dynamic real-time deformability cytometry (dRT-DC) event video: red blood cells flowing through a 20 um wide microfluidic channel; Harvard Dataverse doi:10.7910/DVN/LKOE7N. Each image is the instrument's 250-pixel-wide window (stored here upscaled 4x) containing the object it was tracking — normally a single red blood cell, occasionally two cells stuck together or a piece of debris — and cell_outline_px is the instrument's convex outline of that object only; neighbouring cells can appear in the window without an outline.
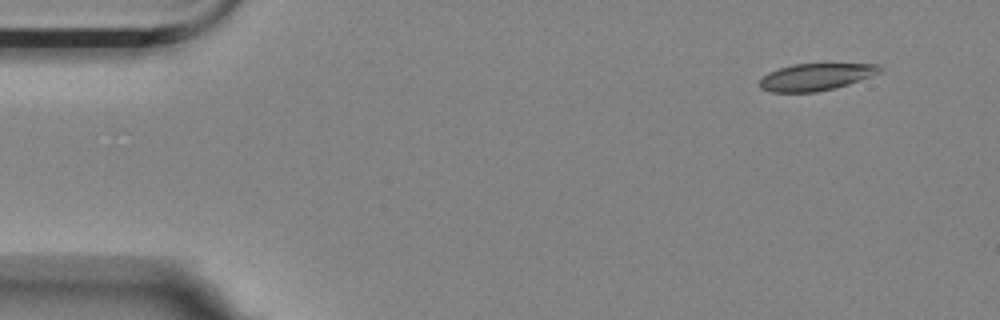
{"species": "Egyptian fruit bat (a non-hibernating species)", "species_latin": "Rousettus aegyptiacus", "temperature_condition": "room temperature", "stored_images_in_passage": 12, "camera_frame_rate_fps": 3000, "um_per_image_px": 0.085, "animal": {"sex": "female"}, "frame": {"image": 1, "passage_image": 1, "time_ms": 0.0, "image_size_px": [1000, 320], "cell_outline_px": [[884, 68], [880, 72], [848, 84], [816, 92], [768, 92], [760, 88], [760, 80], [768, 72], [792, 64], [880, 64]], "centroid_in_image_um": [69.33, 6.53], "position_along_channel_um": 15.7, "area_um2": 18.73}}
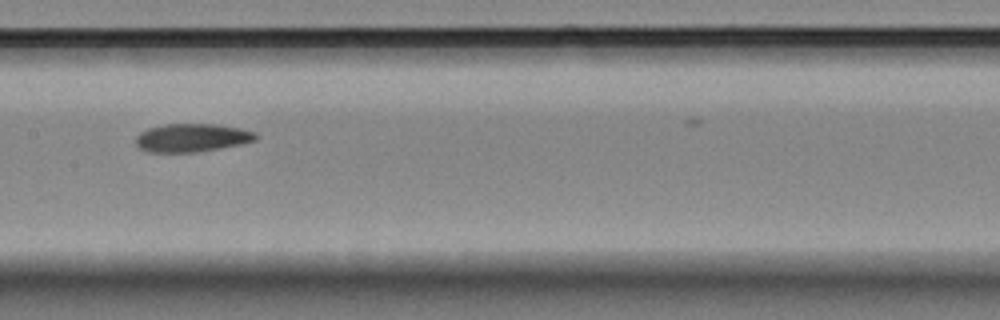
{"frame": {"image": 2, "passage_image": 7, "time_ms": 7.667, "image_size_px": [1000, 320], "cell_outline_px": [[260, 136], [256, 140], [240, 144], [220, 148], [196, 152], [148, 152], [140, 148], [136, 144], [136, 136], [140, 132], [148, 128], [164, 124], [216, 124], [240, 128], [256, 132]], "centroid_in_image_um": [16.33, 11.7], "position_along_channel_um": 191.1, "area_um2": 19.83}}
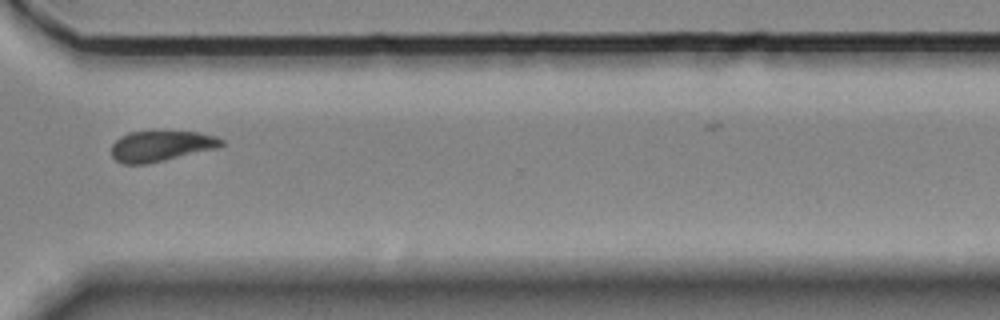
{"frame": {"image": 3, "passage_image": 11, "time_ms": 12.333, "image_size_px": [1000, 320], "cell_outline_px": [[224, 144], [216, 148], [164, 160], [144, 164], [124, 164], [116, 160], [112, 156], [112, 144], [120, 136], [128, 132], [196, 132], [216, 136], [224, 140]], "centroid_in_image_um": [13.67, 12.41], "position_along_channel_um": 356.9, "area_um2": 19.31}}